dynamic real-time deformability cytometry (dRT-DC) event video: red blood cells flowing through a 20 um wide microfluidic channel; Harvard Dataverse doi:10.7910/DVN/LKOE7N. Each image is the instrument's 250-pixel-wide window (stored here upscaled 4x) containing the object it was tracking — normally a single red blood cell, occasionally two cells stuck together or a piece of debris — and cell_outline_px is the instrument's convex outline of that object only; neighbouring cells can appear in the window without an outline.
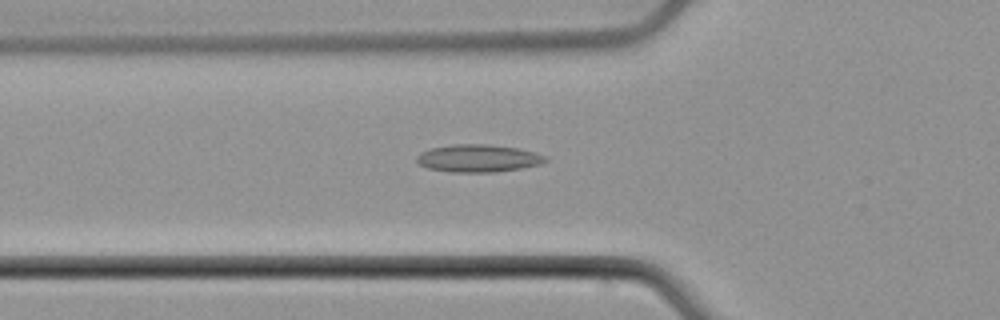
{"species": "common noctule bat (a hibernating species)", "species_latin": "Nyctalus noctula", "temperature_condition": "cold", "stored_images_in_passage": 39, "camera_frame_rate_fps": 3000, "um_per_image_px": 0.085, "animal": {"sex": "male", "body_mass_g": 21.5, "forearm_length_mm": 52.0}, "frame": {"image": 1, "passage_image": 8, "time_ms": 2.333, "image_size_px": [1000, 320], "cell_outline_px": [[544, 160], [536, 164], [516, 168], [488, 172], [456, 172], [428, 168], [420, 164], [416, 160], [424, 152], [432, 148], [460, 144], [480, 144], [516, 148], [532, 152], [544, 156]], "centroid_in_image_um": [40.58, 13.45], "position_along_channel_um": 85.2, "area_um2": 19.48}}
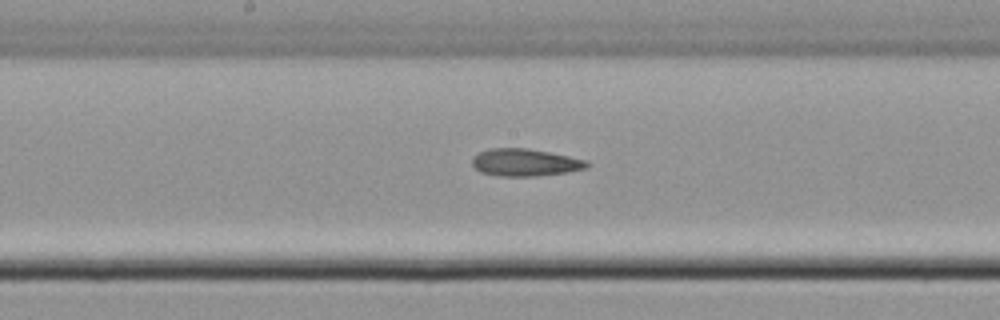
{"frame": {"image": 2, "passage_image": 17, "time_ms": 5.333, "image_size_px": [1000, 320], "cell_outline_px": [[588, 164], [584, 168], [564, 172], [528, 176], [504, 176], [484, 172], [476, 168], [472, 164], [472, 160], [480, 152], [492, 148], [524, 148], [548, 152], [584, 160]], "centroid_in_image_um": [44.58, 13.8], "position_along_channel_um": 203.6, "area_um2": 17.4}}
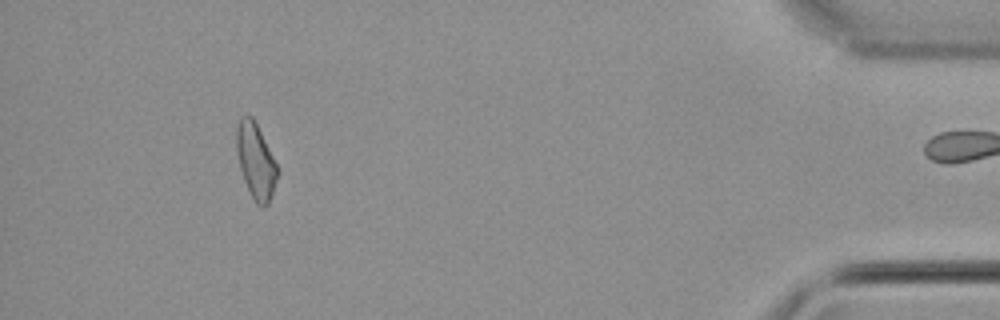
{"frame": {"image": 3, "passage_image": 38, "time_ms": 12.333, "image_size_px": [1000, 320], "cell_outline_px": [[276, 180], [268, 204], [256, 204], [244, 180], [240, 168], [236, 144], [236, 128], [240, 120], [244, 116], [252, 116], [276, 164]], "centroid_in_image_um": [21.7, 13.67], "position_along_channel_um": 413.5, "area_um2": 16.99}, "authors_computed_cell_mechanics": {"area_um2": 17.3978, "velocity_mm_per_s": 3.9297, "shape_relaxation_time_tau1_ms": null, "shape_relaxation_time_tau2_ms": 6.7725, "deformation_change_tau1": null, "deformation_change_tau2": 0.1776}}